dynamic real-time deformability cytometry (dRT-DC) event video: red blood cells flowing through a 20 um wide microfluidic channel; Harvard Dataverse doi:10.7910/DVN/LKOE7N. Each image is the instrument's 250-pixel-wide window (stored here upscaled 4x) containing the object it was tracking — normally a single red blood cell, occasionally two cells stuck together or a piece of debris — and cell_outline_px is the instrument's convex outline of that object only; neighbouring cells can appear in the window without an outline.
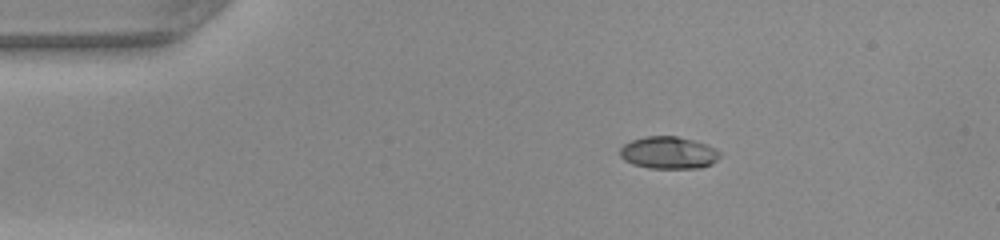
{"species": "common noctule bat (a hibernating species)", "species_latin": "Nyctalus noctula", "temperature_condition": "warm", "stored_images_in_passage": 41, "camera_frame_rate_fps": 3000, "um_per_image_px": 0.085, "animal": {"sex": "female", "body_mass_g": 22.0, "forearm_length_mm": 56.7}, "frame": {"image": 1, "passage_image": 1, "time_ms": 0.0, "image_size_px": [1000, 240], "cell_outline_px": [[720, 156], [712, 164], [700, 168], [648, 168], [632, 164], [624, 160], [620, 156], [620, 148], [624, 144], [632, 140], [644, 136], [676, 136], [708, 144], [716, 148], [720, 152]], "centroid_in_image_um": [56.83, 12.98], "position_along_channel_um": 28.2, "area_um2": 18.9}}
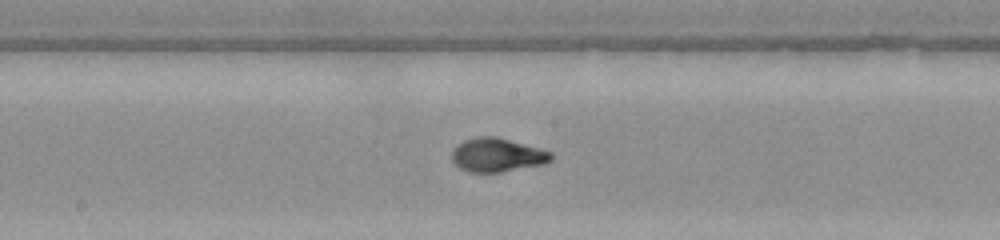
{"frame": {"image": 2, "passage_image": 18, "time_ms": 5.667, "image_size_px": [1000, 240], "cell_outline_px": [[552, 160], [544, 164], [500, 172], [468, 172], [460, 168], [452, 160], [452, 148], [456, 144], [464, 140], [480, 136], [496, 136], [552, 152]], "centroid_in_image_um": [42.23, 13.17], "position_along_channel_um": 206.0, "area_um2": 19.48}}
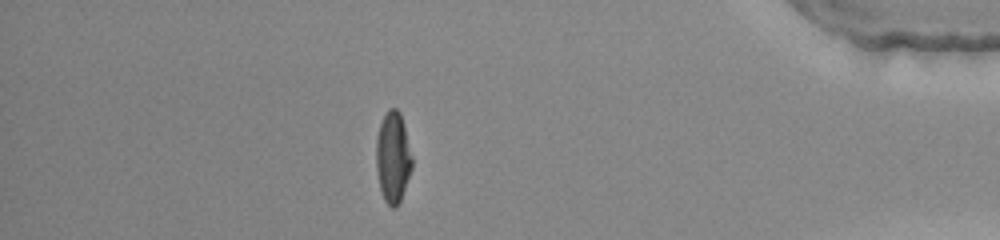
{"frame": {"image": 3, "passage_image": 35, "time_ms": 11.333, "image_size_px": [1000, 240], "cell_outline_px": [[412, 168], [400, 200], [396, 208], [392, 208], [384, 200], [380, 188], [376, 168], [376, 136], [380, 124], [388, 108], [396, 108], [400, 112], [404, 124], [412, 156]], "centroid_in_image_um": [33.39, 13.35], "position_along_channel_um": 401.8, "area_um2": 19.02}, "authors_computed_cell_mechanics": {"area_um2": 18.9584, "velocity_mm_per_s": 4.2009, "shape_relaxation_time_tau1_ms": 4.9357, "shape_relaxation_time_tau2_ms": null, "deformation_change_tau1": 0.2438, "deformation_change_tau2": null}}